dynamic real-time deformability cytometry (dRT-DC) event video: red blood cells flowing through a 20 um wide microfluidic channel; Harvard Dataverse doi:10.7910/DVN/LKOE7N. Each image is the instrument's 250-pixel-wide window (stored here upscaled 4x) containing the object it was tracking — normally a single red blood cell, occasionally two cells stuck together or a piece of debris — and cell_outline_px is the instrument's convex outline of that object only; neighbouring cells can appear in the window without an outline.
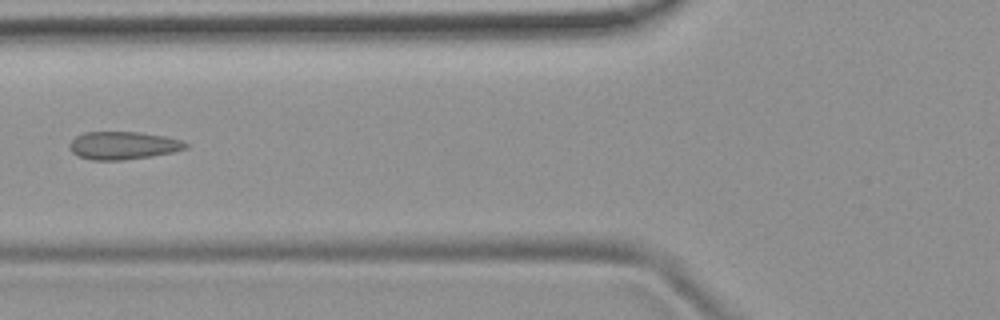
{"species": "common noctule bat (a hibernating species)", "species_latin": "Nyctalus noctula", "temperature_condition": "room temperature", "stored_images_in_passage": 5, "camera_frame_rate_fps": 3000, "um_per_image_px": 0.085, "animal": {"sex": "female", "body_mass_g": 19.9}, "frame": {"image": 1, "passage_image": 5, "time_ms": 1.333, "image_size_px": [1000, 320], "cell_outline_px": [[188, 148], [172, 152], [152, 156], [120, 160], [92, 160], [80, 156], [72, 152], [68, 148], [68, 144], [76, 136], [84, 132], [140, 132], [164, 136], [180, 140], [188, 144]], "centroid_in_image_um": [10.44, 12.36], "position_along_channel_um": 115.4, "area_um2": 18.79}}